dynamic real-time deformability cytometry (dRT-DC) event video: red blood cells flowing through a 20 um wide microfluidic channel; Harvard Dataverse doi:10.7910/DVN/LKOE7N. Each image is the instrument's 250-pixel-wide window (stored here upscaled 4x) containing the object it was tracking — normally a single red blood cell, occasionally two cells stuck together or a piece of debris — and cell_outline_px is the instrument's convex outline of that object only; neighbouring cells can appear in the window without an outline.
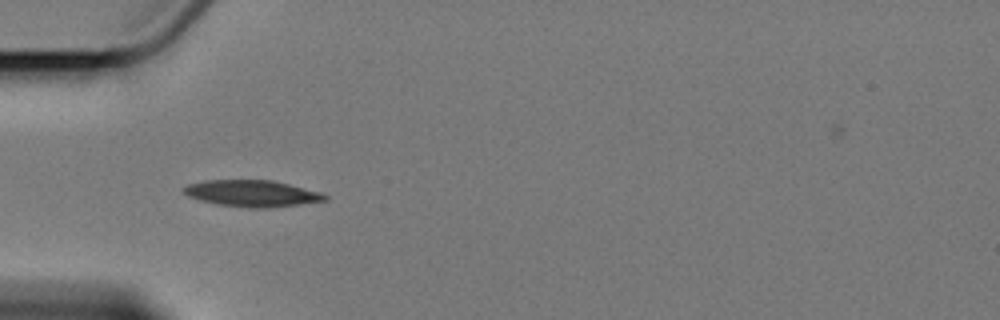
{"species": "Egyptian fruit bat (a non-hibernating species)", "species_latin": "Rousettus aegyptiacus", "temperature_condition": "cold", "stored_images_in_passage": 5, "camera_frame_rate_fps": 3000, "um_per_image_px": 0.085, "animal": {"sex": "female"}, "frame": {"image": 1, "passage_image": 4, "time_ms": 5.0, "image_size_px": [1000, 320], "cell_outline_px": [[328, 200], [268, 208], [248, 208], [216, 204], [200, 200], [188, 196], [184, 192], [184, 188], [188, 184], [204, 180], [272, 180], [320, 192], [328, 196]], "centroid_in_image_um": [21.41, 16.44], "position_along_channel_um": 63.6, "area_um2": 21.68}}
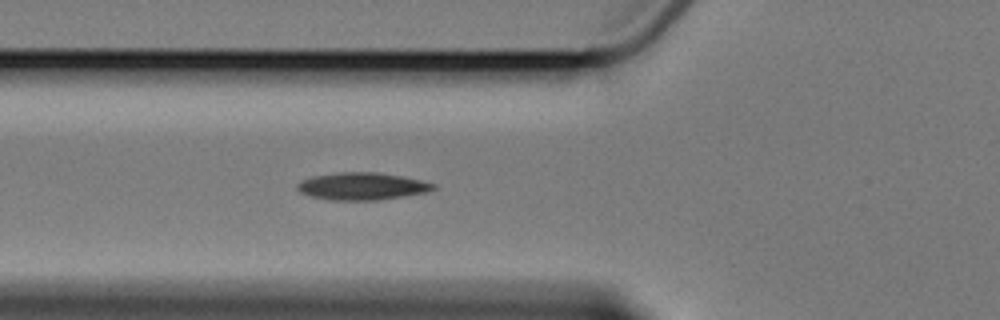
{"frame": {"image": 2, "passage_image": 5, "time_ms": 6.0, "image_size_px": [1000, 320], "cell_outline_px": [[436, 188], [424, 192], [404, 196], [380, 200], [328, 200], [308, 196], [300, 192], [296, 188], [296, 184], [300, 180], [312, 176], [340, 172], [372, 172], [400, 176], [420, 180], [436, 184]], "centroid_in_image_um": [30.7, 15.84], "position_along_channel_um": 95.1, "area_um2": 21.68}}